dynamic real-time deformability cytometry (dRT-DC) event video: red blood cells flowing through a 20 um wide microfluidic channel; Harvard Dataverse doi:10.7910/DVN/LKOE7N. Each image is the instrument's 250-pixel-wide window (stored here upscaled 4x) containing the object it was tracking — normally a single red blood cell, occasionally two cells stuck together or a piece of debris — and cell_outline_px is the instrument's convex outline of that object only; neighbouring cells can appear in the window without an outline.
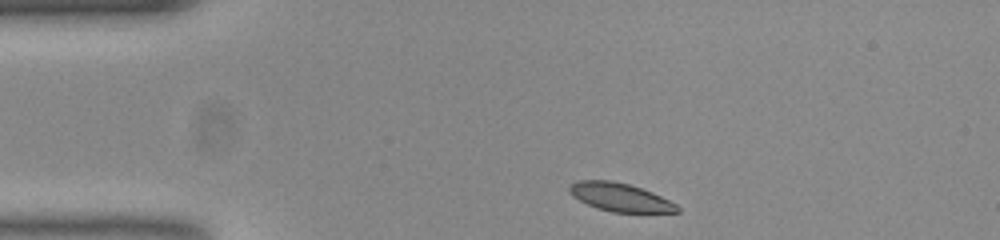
{"species": "common noctule bat (a hibernating species)", "species_latin": "Nyctalus noctula", "temperature_condition": "room temperature", "stored_images_in_passage": 39, "camera_frame_rate_fps": 3000, "um_per_image_px": 0.085, "animal": {"sex": "female", "body_mass_g": 23.0, "forearm_length_mm": 53.4}, "frame": {"image": 1, "passage_image": 1, "time_ms": 0.0, "image_size_px": [1000, 240], "cell_outline_px": [[680, 212], [612, 212], [588, 204], [580, 200], [568, 188], [572, 184], [580, 180], [608, 180], [628, 184], [652, 192], [676, 204], [680, 208]], "centroid_in_image_um": [52.76, 16.77], "position_along_channel_um": 32.2, "area_um2": 17.22}}
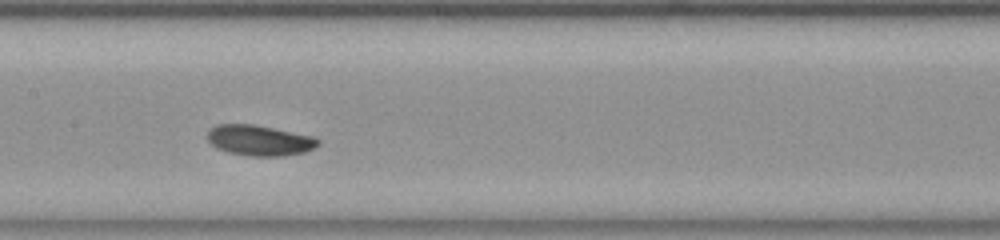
{"frame": {"image": 2, "passage_image": 17, "time_ms": 5.333, "image_size_px": [1000, 240], "cell_outline_px": [[320, 144], [304, 152], [284, 156], [252, 156], [228, 152], [212, 144], [208, 140], [208, 132], [216, 124], [252, 124], [312, 136], [320, 140]], "centroid_in_image_um": [22.07, 11.93], "position_along_channel_um": 185.3, "area_um2": 19.36}}
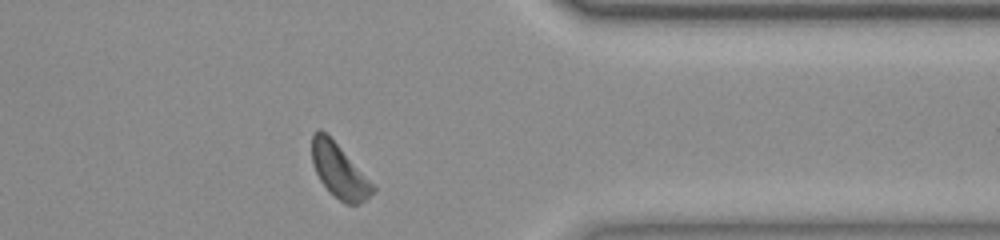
{"frame": {"image": 3, "passage_image": 34, "time_ms": 11.0, "image_size_px": [1000, 240], "cell_outline_px": [[376, 192], [360, 204], [344, 204], [320, 180], [312, 164], [312, 132], [320, 128], [340, 148], [376, 188]], "centroid_in_image_um": [28.82, 14.54], "position_along_channel_um": 382.6, "area_um2": 18.55}, "authors_computed_cell_mechanics": {"area_um2": 18.8428, "velocity_mm_per_s": 3.7386, "shape_relaxation_time_tau1_ms": 5.8062, "shape_relaxation_time_tau2_ms": null, "deformation_change_tau1": 0.1422, "deformation_change_tau2": null}}